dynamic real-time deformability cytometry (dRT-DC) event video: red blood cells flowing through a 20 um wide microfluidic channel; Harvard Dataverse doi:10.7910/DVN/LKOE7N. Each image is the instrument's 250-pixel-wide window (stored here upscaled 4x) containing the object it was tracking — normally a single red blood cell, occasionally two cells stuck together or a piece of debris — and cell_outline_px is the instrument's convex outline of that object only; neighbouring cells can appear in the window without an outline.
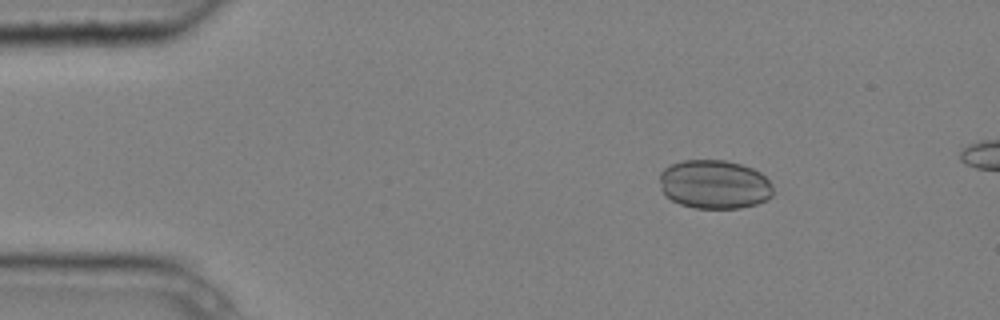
{"species": "common noctule bat (a hibernating species)", "species_latin": "Nyctalus noctula", "temperature_condition": "cold", "stored_images_in_passage": 5, "camera_frame_rate_fps": 3000, "um_per_image_px": 0.085, "animal": {"sex": "male", "body_mass_g": 20.4}, "frame": {"image": 1, "passage_image": 3, "time_ms": 0.667, "image_size_px": [1000, 320], "cell_outline_px": [[772, 196], [756, 204], [740, 208], [696, 208], [680, 204], [664, 196], [660, 188], [660, 172], [664, 168], [672, 164], [684, 160], [724, 160], [740, 164], [752, 168], [760, 172], [772, 184]], "centroid_in_image_um": [60.7, 15.67], "position_along_channel_um": 24.3, "area_um2": 32.37}}